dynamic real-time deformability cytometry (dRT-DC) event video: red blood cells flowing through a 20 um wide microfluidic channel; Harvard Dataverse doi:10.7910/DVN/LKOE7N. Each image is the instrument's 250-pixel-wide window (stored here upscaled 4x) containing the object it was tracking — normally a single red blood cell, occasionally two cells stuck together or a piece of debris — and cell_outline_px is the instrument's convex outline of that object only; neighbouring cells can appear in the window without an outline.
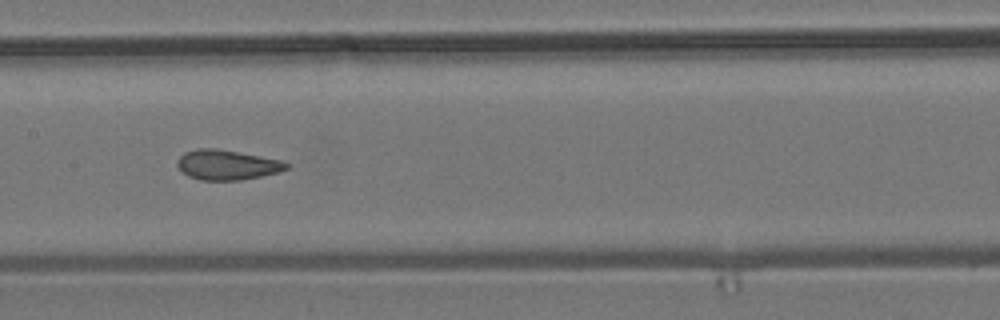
{"species": "common noctule bat (a hibernating species)", "species_latin": "Nyctalus noctula", "temperature_condition": "room temperature", "stored_images_in_passage": 14, "camera_frame_rate_fps": 3000, "um_per_image_px": 0.085, "animal": {"sex": "male", "body_mass_g": 19.2, "forearm_length_mm": 51.8}, "frame": {"image": 1, "passage_image": 7, "time_ms": 2.0, "image_size_px": [1000, 320], "cell_outline_px": [[288, 168], [280, 172], [240, 180], [200, 180], [188, 176], [180, 172], [176, 164], [176, 160], [184, 152], [196, 148], [216, 148], [280, 160], [288, 164]], "centroid_in_image_um": [19.22, 14.01], "position_along_channel_um": 188.2, "area_um2": 19.07}}
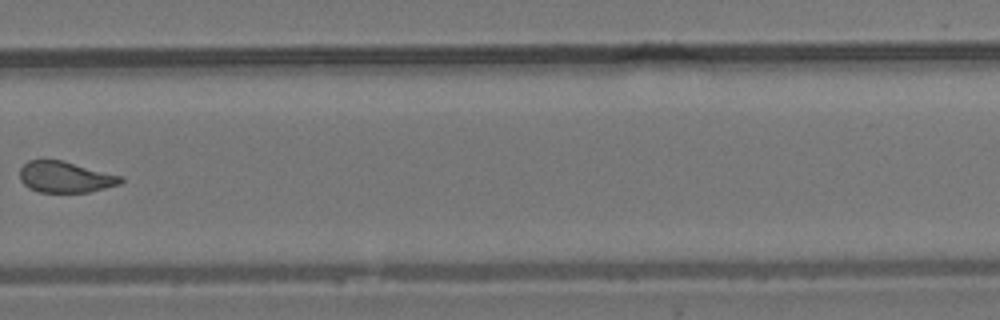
{"frame": {"image": 2, "passage_image": 10, "time_ms": 3.0, "image_size_px": [1000, 320], "cell_outline_px": [[124, 180], [120, 184], [88, 192], [40, 192], [28, 188], [20, 180], [20, 168], [28, 160], [60, 160], [120, 176]], "centroid_in_image_um": [5.5, 15.06], "position_along_channel_um": 324.3, "area_um2": 17.98}}
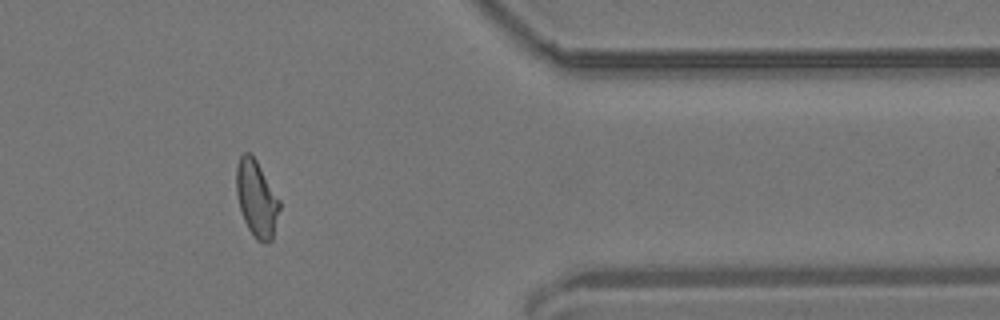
{"frame": {"image": 3, "passage_image": 12, "time_ms": 3.667, "image_size_px": [1000, 320], "cell_outline_px": [[280, 208], [272, 240], [268, 244], [264, 244], [256, 240], [248, 228], [244, 220], [240, 208], [236, 192], [236, 168], [240, 156], [244, 152], [248, 152], [256, 160], [280, 200]], "centroid_in_image_um": [21.81, 16.92], "position_along_channel_um": 389.6, "area_um2": 19.19}}